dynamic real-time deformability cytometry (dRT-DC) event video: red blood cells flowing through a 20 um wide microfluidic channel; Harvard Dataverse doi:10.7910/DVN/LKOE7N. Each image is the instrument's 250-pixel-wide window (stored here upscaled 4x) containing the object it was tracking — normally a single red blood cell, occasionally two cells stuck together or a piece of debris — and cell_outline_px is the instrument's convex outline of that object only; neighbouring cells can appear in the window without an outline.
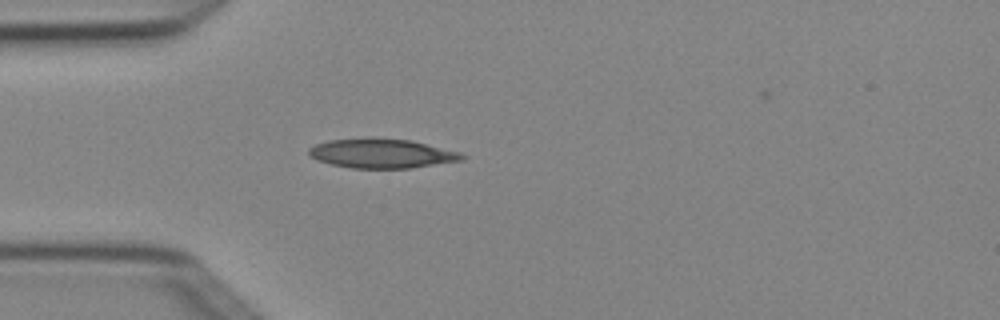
{"species": "Egyptian fruit bat (a non-hibernating species)", "species_latin": "Rousettus aegyptiacus", "temperature_condition": "cold", "stored_images_in_passage": 3, "camera_frame_rate_fps": 3000, "um_per_image_px": 0.085, "animal": {"sex": "female"}, "frame": {"image": 1, "passage_image": 3, "time_ms": 0.667, "image_size_px": [1000, 320], "cell_outline_px": [[468, 156], [464, 160], [412, 168], [352, 168], [332, 164], [316, 160], [308, 152], [308, 148], [316, 144], [328, 140], [372, 136], [412, 140], [460, 152]], "centroid_in_image_um": [32.47, 13.02], "position_along_channel_um": 52.5, "area_um2": 26.7}}